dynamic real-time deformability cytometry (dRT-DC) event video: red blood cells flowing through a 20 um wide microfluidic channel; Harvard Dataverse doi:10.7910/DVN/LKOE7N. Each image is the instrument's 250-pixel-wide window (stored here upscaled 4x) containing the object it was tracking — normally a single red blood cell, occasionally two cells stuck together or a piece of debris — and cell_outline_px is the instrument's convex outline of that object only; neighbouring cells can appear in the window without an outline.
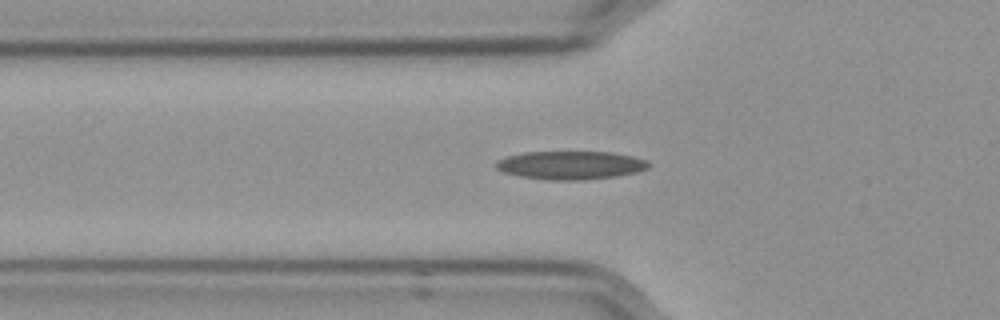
{"species": "Egyptian fruit bat (a non-hibernating species)", "species_latin": "Rousettus aegyptiacus", "temperature_condition": "cold", "stored_images_in_passage": 41, "camera_frame_rate_fps": 3000, "um_per_image_px": 0.085, "frame": {"image": 1, "passage_image": 5, "time_ms": 1.333, "image_size_px": [1000, 320], "cell_outline_px": [[652, 164], [648, 168], [640, 172], [616, 176], [584, 180], [548, 180], [520, 176], [504, 172], [496, 168], [496, 160], [508, 156], [524, 152], [608, 152], [632, 156], [648, 160]], "centroid_in_image_um": [48.55, 14.04], "position_along_channel_um": 77.3, "area_um2": 25.32}}
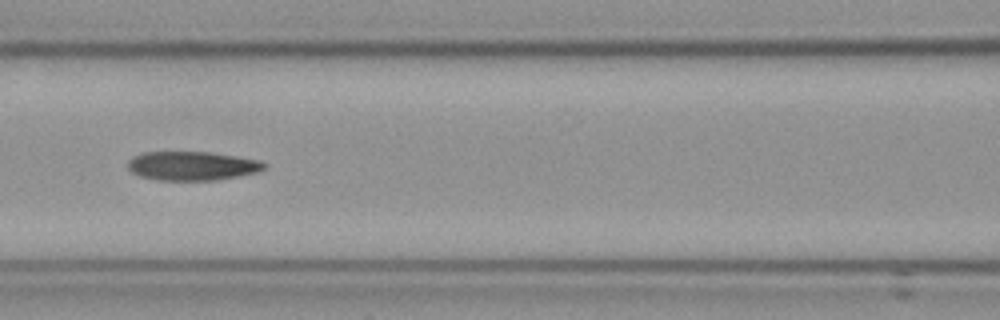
{"frame": {"image": 2, "passage_image": 11, "time_ms": 3.333, "image_size_px": [1000, 320], "cell_outline_px": [[268, 168], [260, 172], [216, 180], [156, 180], [140, 176], [132, 172], [128, 168], [128, 160], [132, 156], [144, 152], [208, 152], [260, 160], [268, 164]], "centroid_in_image_um": [16.36, 14.1], "position_along_channel_um": 150.2, "area_um2": 23.18}}
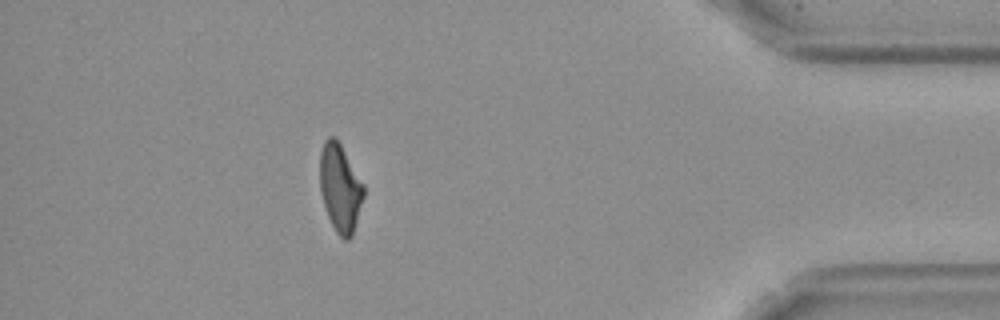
{"frame": {"image": 3, "passage_image": 36, "time_ms": 11.667, "image_size_px": [1000, 320], "cell_outline_px": [[364, 196], [352, 236], [348, 240], [344, 240], [336, 232], [328, 216], [320, 192], [320, 152], [324, 140], [328, 136], [336, 136], [364, 184]], "centroid_in_image_um": [28.91, 15.94], "position_along_channel_um": 406.3, "area_um2": 22.48}, "authors_computed_cell_mechanics": {"area_um2": 23.1778, "velocity_mm_per_s": 3.5947, "shape_relaxation_time_tau1_ms": null, "shape_relaxation_time_tau2_ms": 8.8483, "deformation_change_tau1": null, "deformation_change_tau2": 0.1768}}